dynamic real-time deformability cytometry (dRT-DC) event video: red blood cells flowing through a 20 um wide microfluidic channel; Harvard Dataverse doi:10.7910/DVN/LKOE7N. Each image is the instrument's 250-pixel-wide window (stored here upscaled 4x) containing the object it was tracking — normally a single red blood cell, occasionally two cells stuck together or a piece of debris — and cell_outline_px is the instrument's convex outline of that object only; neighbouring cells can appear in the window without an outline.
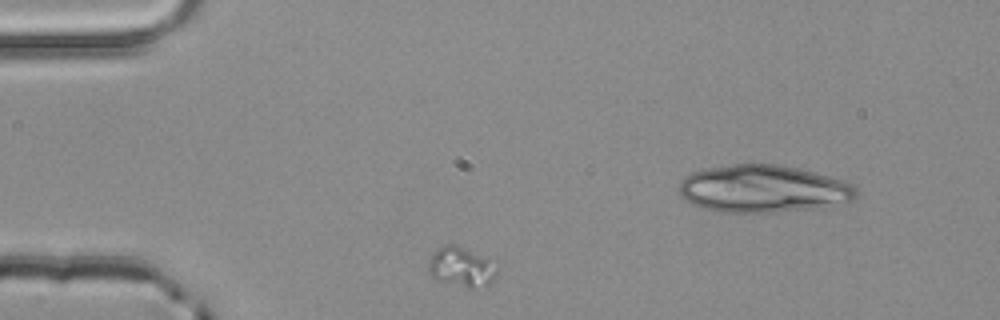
{"species": "common noctule bat (a hibernating species)", "species_latin": "Nyctalus noctula", "temperature_condition": "room temperature", "stored_images_in_passage": 4, "segment_of_instrument_passage": [2, 2], "camera_frame_rate_fps": 3000, "um_per_image_px": 0.085, "animal": {"sex": "male", "body_mass_g": 20.4}, "frame": {"image": 1, "passage_image": 3, "time_ms": 0.667, "image_size_px": [1000, 320], "cell_outline_px": [[500, 268], [496, 276], [488, 284], [472, 288], [468, 288], [436, 280], [428, 272], [428, 260], [444, 244], [456, 244], [484, 256], [500, 264]], "centroid_in_image_um": [39.27, 22.69], "position_along_channel_um": 45.7, "area_um2": 16.13}}